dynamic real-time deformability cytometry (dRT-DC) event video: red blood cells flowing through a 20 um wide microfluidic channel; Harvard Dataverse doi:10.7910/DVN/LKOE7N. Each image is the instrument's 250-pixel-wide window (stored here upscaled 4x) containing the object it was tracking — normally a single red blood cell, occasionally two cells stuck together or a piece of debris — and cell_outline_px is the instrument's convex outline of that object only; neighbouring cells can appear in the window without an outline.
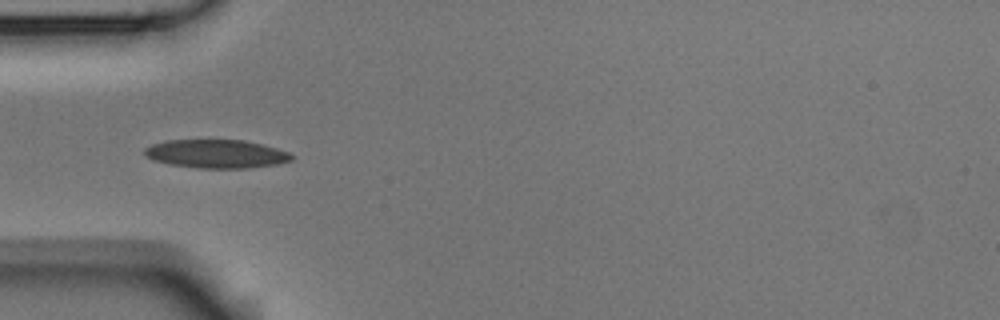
{"species": "Egyptian fruit bat (a non-hibernating species)", "species_latin": "Rousettus aegyptiacus", "temperature_condition": "room temperature", "stored_images_in_passage": 5, "camera_frame_rate_fps": 3000, "um_per_image_px": 0.085, "animal": {"sex": "male"}, "frame": {"image": 1, "passage_image": 5, "time_ms": 1.333, "image_size_px": [1000, 320], "cell_outline_px": [[292, 160], [276, 164], [248, 168], [200, 168], [172, 164], [152, 160], [144, 152], [144, 148], [152, 144], [164, 140], [244, 140], [276, 148], [288, 152], [292, 156]], "centroid_in_image_um": [18.37, 13.07], "position_along_channel_um": 66.6, "area_um2": 24.16}}